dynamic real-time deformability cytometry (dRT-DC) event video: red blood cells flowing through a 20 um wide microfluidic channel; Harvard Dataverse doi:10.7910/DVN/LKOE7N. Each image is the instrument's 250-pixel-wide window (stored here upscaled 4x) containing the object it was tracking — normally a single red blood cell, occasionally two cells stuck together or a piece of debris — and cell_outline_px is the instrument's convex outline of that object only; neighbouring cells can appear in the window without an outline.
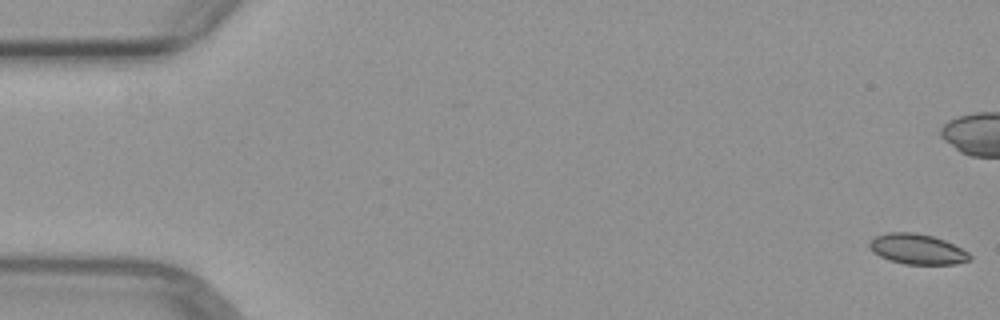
{"species": "common noctule bat (a hibernating species)", "species_latin": "Nyctalus noctula", "temperature_condition": "warm", "stored_images_in_passage": 7, "camera_frame_rate_fps": 3000, "um_per_image_px": 0.085, "animal": {"sex": "female", "body_mass_g": 29.2, "forearm_length_mm": 56.3}, "frame": {"image": 1, "passage_image": 1, "time_ms": 0.0, "image_size_px": [1000, 320], "cell_outline_px": [[972, 260], [956, 264], [904, 264], [888, 260], [872, 252], [868, 248], [868, 240], [876, 236], [888, 232], [912, 232], [932, 236], [944, 240], [968, 252], [972, 256]], "centroid_in_image_um": [77.93, 21.18], "position_along_channel_um": 7.1, "area_um2": 17.86}}